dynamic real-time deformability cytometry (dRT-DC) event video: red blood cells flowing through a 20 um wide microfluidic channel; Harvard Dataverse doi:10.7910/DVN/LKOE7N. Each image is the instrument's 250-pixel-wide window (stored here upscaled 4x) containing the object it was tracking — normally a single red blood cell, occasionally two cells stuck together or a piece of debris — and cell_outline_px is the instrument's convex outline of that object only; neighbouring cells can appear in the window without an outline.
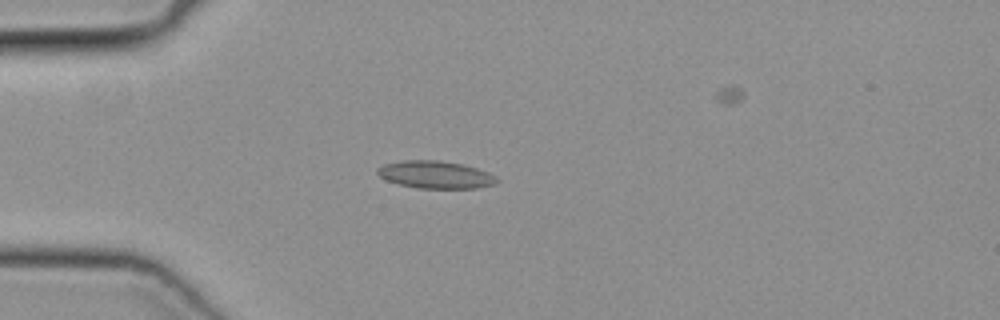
{"species": "common noctule bat (a hibernating species)", "species_latin": "Nyctalus noctula", "temperature_condition": "cold", "stored_images_in_passage": 45, "camera_frame_rate_fps": 3000, "um_per_image_px": 0.085, "animal": {"sex": "female", "body_mass_g": 19.3, "forearm_length_mm": 54.1}, "frame": {"image": 1, "passage_image": 14, "time_ms": 4.333, "image_size_px": [1000, 320], "cell_outline_px": [[500, 180], [496, 184], [476, 188], [416, 188], [384, 180], [376, 172], [376, 168], [384, 164], [404, 160], [440, 160], [460, 164], [476, 168], [488, 172], [496, 176]], "centroid_in_image_um": [37.01, 14.85], "position_along_channel_um": 48.0, "area_um2": 19.19}}
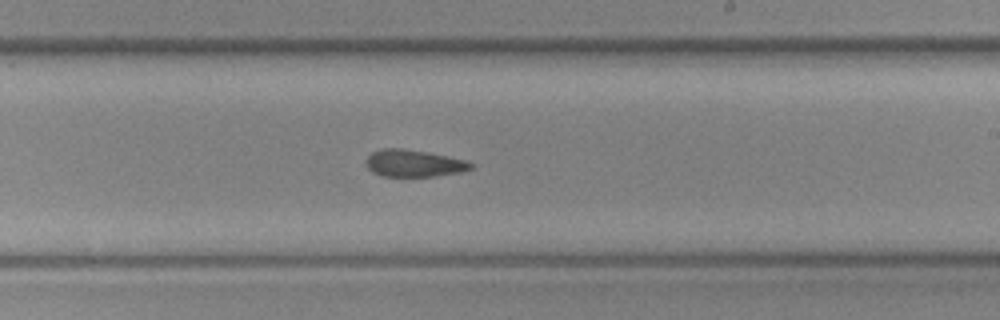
{"frame": {"image": 2, "passage_image": 30, "time_ms": 9.667, "image_size_px": [1000, 320], "cell_outline_px": [[476, 164], [472, 168], [460, 172], [436, 176], [380, 176], [372, 172], [364, 164], [364, 160], [372, 152], [384, 148], [404, 148], [464, 160]], "centroid_in_image_um": [35.12, 13.89], "position_along_channel_um": 253.9, "area_um2": 16.47}}
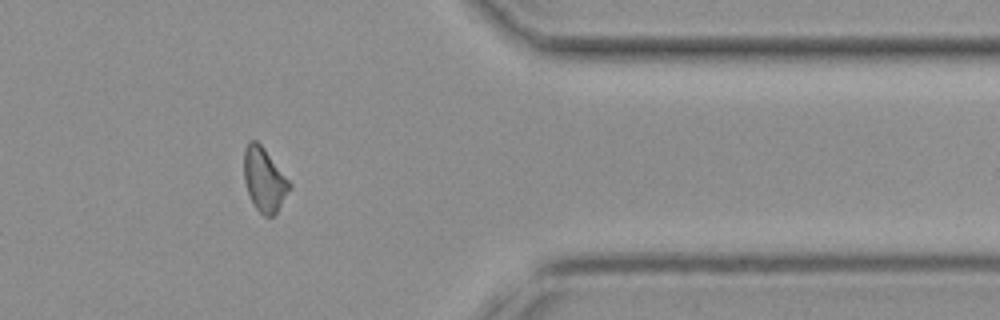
{"frame": {"image": 3, "passage_image": 41, "time_ms": 13.333, "image_size_px": [1000, 320], "cell_outline_px": [[292, 188], [276, 212], [272, 216], [264, 216], [256, 208], [248, 192], [244, 180], [244, 148], [248, 140], [256, 140], [264, 148], [292, 184]], "centroid_in_image_um": [22.46, 15.25], "position_along_channel_um": 388.9, "area_um2": 16.82}}